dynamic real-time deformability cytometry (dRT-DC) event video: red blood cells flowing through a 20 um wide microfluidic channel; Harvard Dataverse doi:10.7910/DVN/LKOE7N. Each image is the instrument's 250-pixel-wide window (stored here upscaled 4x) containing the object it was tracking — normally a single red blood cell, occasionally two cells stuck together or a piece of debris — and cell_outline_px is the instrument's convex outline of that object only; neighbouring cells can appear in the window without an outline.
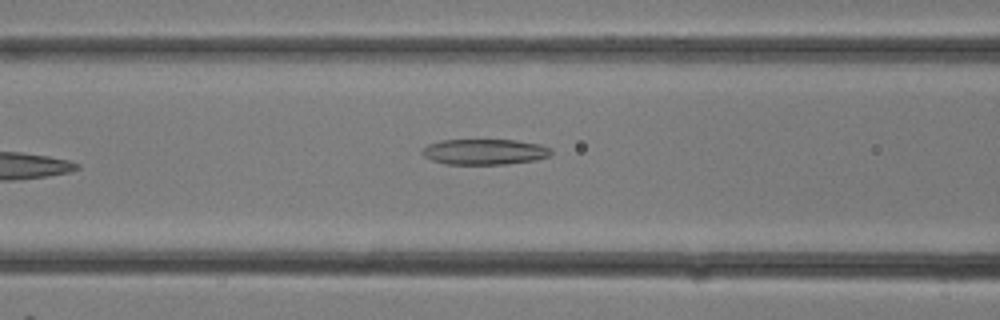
{"species": "common noctule bat (a hibernating species)", "species_latin": "Nyctalus noctula", "temperature_condition": "room temperature", "stored_images_in_passage": 7, "camera_frame_rate_fps": 3000, "um_per_image_px": 0.085, "animal": {"sex": "female"}, "frame": {"image": 1, "passage_image": 7, "time_ms": 2.0, "image_size_px": [1000, 320], "cell_outline_px": [[552, 152], [548, 156], [536, 160], [508, 164], [448, 164], [432, 160], [424, 156], [420, 152], [428, 144], [440, 140], [516, 140], [540, 144], [552, 148]], "centroid_in_image_um": [41.21, 12.9], "position_along_channel_um": 125.4, "area_um2": 19.31}}